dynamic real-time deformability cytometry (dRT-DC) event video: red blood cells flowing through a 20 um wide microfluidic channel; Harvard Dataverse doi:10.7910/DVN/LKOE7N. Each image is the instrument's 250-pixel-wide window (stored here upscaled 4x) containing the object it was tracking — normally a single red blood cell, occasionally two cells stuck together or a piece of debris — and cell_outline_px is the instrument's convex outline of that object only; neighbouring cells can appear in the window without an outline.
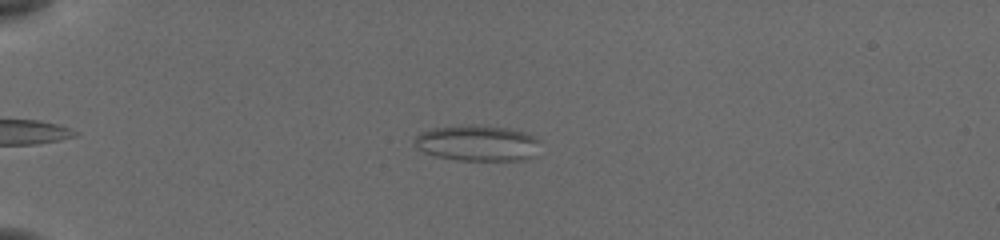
{"species": "common noctule bat (a hibernating species)", "species_latin": "Nyctalus noctula", "temperature_condition": "cold", "stored_images_in_passage": 48, "camera_frame_rate_fps": 3000, "um_per_image_px": 0.085, "animal": {"sex": "female", "body_mass_g": 19.5, "forearm_length_mm": 54.1}, "frame": {"image": 1, "passage_image": 14, "time_ms": 4.333, "image_size_px": [1000, 240], "cell_outline_px": [[540, 140], [532, 156], [524, 160], [460, 160], [436, 156], [424, 152], [416, 148], [416, 136], [420, 132], [432, 128], [468, 124], [472, 124], [508, 128], [524, 132]], "centroid_in_image_um": [40.55, 12.15], "position_along_channel_um": 44.5, "area_um2": 26.07}}
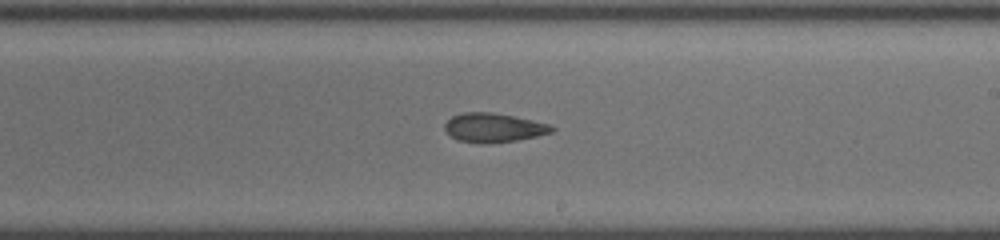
{"frame": {"image": 2, "passage_image": 33, "time_ms": 10.667, "image_size_px": [1000, 240], "cell_outline_px": [[556, 128], [552, 132], [536, 136], [516, 140], [492, 144], [476, 144], [456, 140], [444, 128], [444, 124], [452, 116], [464, 112], [492, 112], [552, 124]], "centroid_in_image_um": [41.95, 10.87], "position_along_channel_um": 247.0, "area_um2": 18.32}}
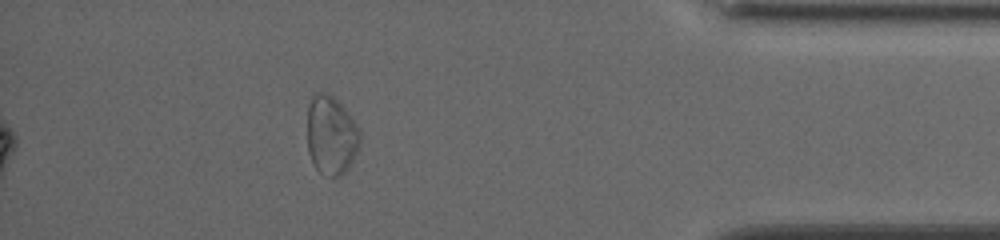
{"frame": {"image": 3, "passage_image": 48, "time_ms": 15.667, "image_size_px": [1000, 240], "cell_outline_px": [[360, 144], [348, 168], [344, 172], [336, 176], [332, 176], [320, 172], [312, 164], [308, 152], [308, 104], [312, 96], [316, 92], [324, 92], [332, 96], [348, 112], [360, 132]], "centroid_in_image_um": [28.13, 11.49], "position_along_channel_um": 407.1, "area_um2": 23.99}, "authors_computed_cell_mechanics": {"area_um2": 21.0103, "velocity_mm_per_s": 3.8747, "shape_relaxation_time_tau1_ms": null, "shape_relaxation_time_tau2_ms": 4.767, "deformation_change_tau1": null, "deformation_change_tau2": 0.1202}}